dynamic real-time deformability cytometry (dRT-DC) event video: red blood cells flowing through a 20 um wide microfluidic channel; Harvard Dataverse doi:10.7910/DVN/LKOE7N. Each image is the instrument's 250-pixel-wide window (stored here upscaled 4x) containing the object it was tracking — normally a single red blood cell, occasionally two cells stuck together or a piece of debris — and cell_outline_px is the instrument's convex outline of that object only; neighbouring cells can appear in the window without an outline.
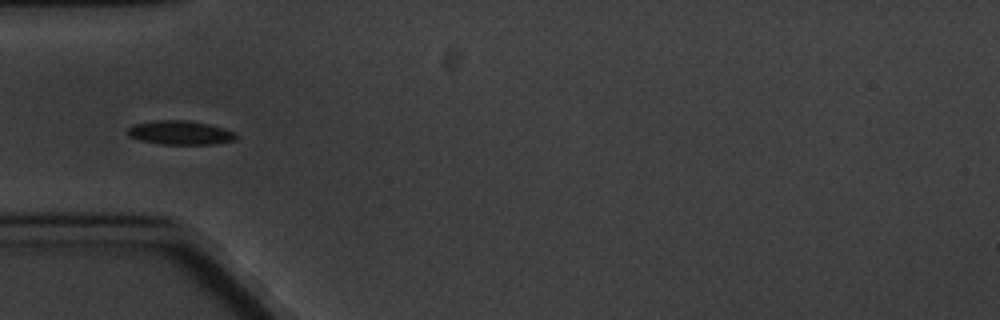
{"species": "common noctule bat (a hibernating species)", "species_latin": "Nyctalus noctula", "temperature_condition": "cold", "stored_images_in_passage": 6, "camera_frame_rate_fps": 3000, "um_per_image_px": 0.085, "animal": {"sex": "male", "body_mass_g": 20.1, "forearm_length_mm": 53.5}, "frame": {"image": 1, "passage_image": 6, "time_ms": 5.667, "image_size_px": [1000, 320], "cell_outline_px": [[236, 140], [212, 144], [160, 144], [140, 140], [128, 136], [128, 128], [136, 124], [156, 120], [184, 120], [208, 124], [224, 128], [232, 132], [236, 136]], "centroid_in_image_um": [15.3, 11.28], "position_along_channel_um": 69.7, "area_um2": 14.91}}